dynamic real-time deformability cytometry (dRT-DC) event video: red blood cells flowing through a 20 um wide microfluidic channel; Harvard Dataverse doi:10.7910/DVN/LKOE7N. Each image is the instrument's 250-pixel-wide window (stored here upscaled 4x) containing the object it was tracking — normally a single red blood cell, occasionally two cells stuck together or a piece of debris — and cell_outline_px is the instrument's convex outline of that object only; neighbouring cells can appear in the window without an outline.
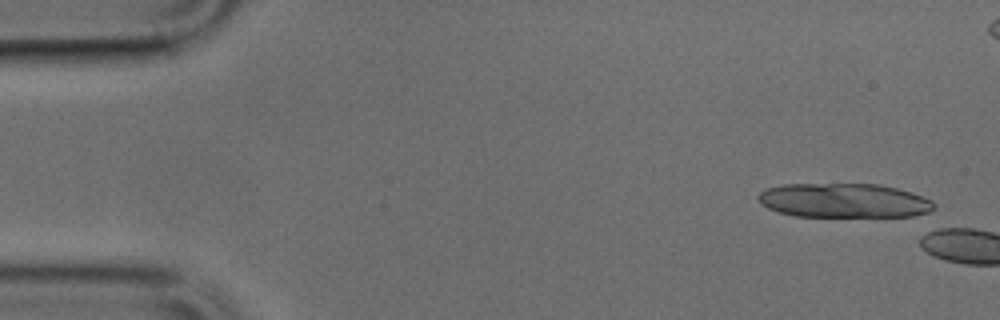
{"species": "common noctule bat (a hibernating species)", "species_latin": "Nyctalus noctula", "temperature_condition": "cold", "stored_images_in_passage": 5, "camera_frame_rate_fps": 3000, "um_per_image_px": 0.085, "animal": {"sex": "male", "body_mass_g": 17.9, "forearm_length_mm": 54.2}, "frame": {"image": 1, "passage_image": 2, "time_ms": 0.333, "image_size_px": [1000, 320], "cell_outline_px": [[932, 208], [928, 212], [912, 216], [796, 216], [780, 212], [768, 208], [760, 204], [756, 196], [760, 192], [768, 188], [784, 184], [876, 184], [896, 188], [932, 200]], "centroid_in_image_um": [71.66, 17.04], "position_along_channel_um": 13.3, "area_um2": 34.74}}